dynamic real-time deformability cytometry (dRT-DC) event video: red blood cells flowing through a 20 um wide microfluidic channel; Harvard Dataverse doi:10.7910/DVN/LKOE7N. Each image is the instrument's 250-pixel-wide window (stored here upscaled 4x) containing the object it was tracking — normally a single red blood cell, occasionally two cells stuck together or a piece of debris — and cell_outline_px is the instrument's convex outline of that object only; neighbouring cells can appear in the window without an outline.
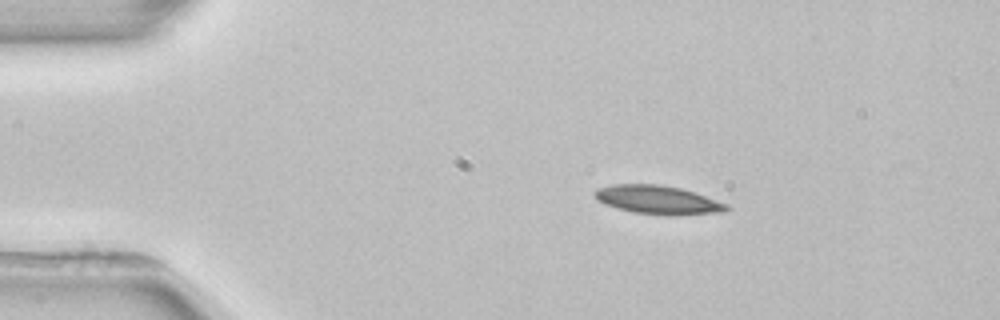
{"species": "common noctule bat (a hibernating species)", "species_latin": "Nyctalus noctula", "temperature_condition": "room temperature", "stored_images_in_passage": 4, "camera_frame_rate_fps": 3000, "um_per_image_px": 0.085, "animal": {"sex": "female", "body_mass_g": 22.7, "forearm_length_mm": 54.2}, "frame": {"image": 1, "passage_image": 2, "time_ms": 1.333, "image_size_px": [1000, 320], "cell_outline_px": [[732, 208], [724, 212], [672, 216], [632, 212], [604, 204], [592, 192], [596, 188], [612, 184], [656, 184], [680, 188], [728, 204]], "centroid_in_image_um": [55.93, 16.99], "position_along_channel_um": 29.1, "area_um2": 21.96}}
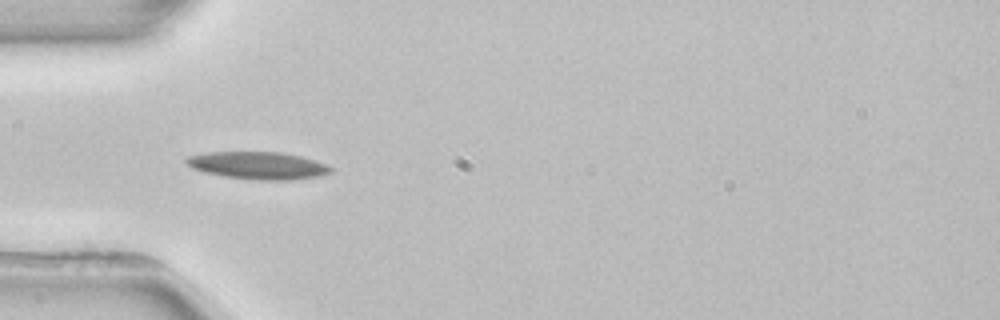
{"frame": {"image": 2, "passage_image": 3, "time_ms": 3.667, "image_size_px": [1000, 320], "cell_outline_px": [[332, 172], [320, 176], [292, 180], [260, 180], [224, 176], [204, 172], [192, 168], [184, 160], [188, 156], [208, 152], [280, 152], [300, 156], [324, 164], [332, 168]], "centroid_in_image_um": [21.92, 14.07], "position_along_channel_um": 63.1, "area_um2": 22.89}}